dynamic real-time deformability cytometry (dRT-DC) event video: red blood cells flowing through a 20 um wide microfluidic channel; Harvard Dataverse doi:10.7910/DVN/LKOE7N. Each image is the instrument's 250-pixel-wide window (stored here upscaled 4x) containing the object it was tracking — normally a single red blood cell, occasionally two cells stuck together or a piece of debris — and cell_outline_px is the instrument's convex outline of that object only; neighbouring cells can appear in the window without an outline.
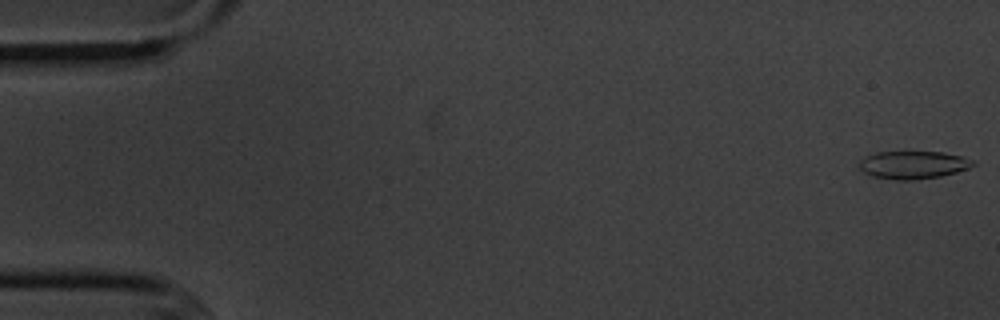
{"species": "common noctule bat (a hibernating species)", "species_latin": "Nyctalus noctula", "temperature_condition": "cold", "stored_images_in_passage": 5, "camera_frame_rate_fps": 3000, "um_per_image_px": 0.085, "animal": {"sex": "male", "body_mass_g": 20.1, "forearm_length_mm": 53.5}, "frame": {"image": 1, "passage_image": 1, "time_ms": 0.0, "image_size_px": [1000, 320], "cell_outline_px": [[976, 164], [968, 168], [956, 172], [940, 176], [916, 180], [896, 180], [872, 176], [864, 172], [860, 168], [860, 160], [864, 156], [876, 152], [908, 148], [944, 152], [964, 156], [976, 160]], "centroid_in_image_um": [77.64, 13.95], "position_along_channel_um": 7.4, "area_um2": 19.59}}